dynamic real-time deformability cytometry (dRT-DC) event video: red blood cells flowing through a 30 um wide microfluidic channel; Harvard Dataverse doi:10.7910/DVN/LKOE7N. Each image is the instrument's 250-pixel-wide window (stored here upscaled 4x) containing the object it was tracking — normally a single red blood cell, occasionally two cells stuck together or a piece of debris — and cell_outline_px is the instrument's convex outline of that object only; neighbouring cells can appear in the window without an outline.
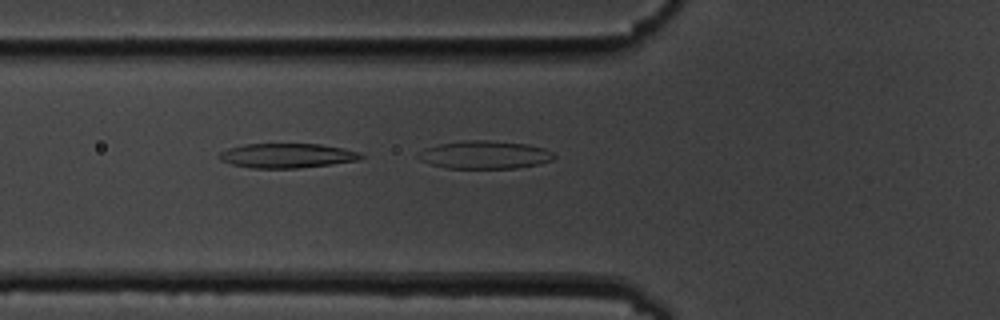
{"species": "common noctule bat (a hibernating species)", "species_latin": "Nyctalus noctula", "temperature_condition": "cold", "stored_images_in_passage": 3, "camera_frame_rate_fps": 3000, "um_per_image_px": 0.085, "animal": {"sex": "male", "body_mass_g": 19.5, "forearm_length_mm": 54.6}, "frame": {"image": 1, "passage_image": 2, "time_ms": 1.0, "image_size_px": [1000, 320], "cell_outline_px": [[364, 156], [356, 160], [332, 164], [300, 168], [248, 168], [232, 164], [220, 160], [220, 152], [228, 148], [244, 144], [320, 144], [344, 148], [360, 152]], "centroid_in_image_um": [24.39, 13.23], "position_along_channel_um": 101.4, "area_um2": 20.23}}